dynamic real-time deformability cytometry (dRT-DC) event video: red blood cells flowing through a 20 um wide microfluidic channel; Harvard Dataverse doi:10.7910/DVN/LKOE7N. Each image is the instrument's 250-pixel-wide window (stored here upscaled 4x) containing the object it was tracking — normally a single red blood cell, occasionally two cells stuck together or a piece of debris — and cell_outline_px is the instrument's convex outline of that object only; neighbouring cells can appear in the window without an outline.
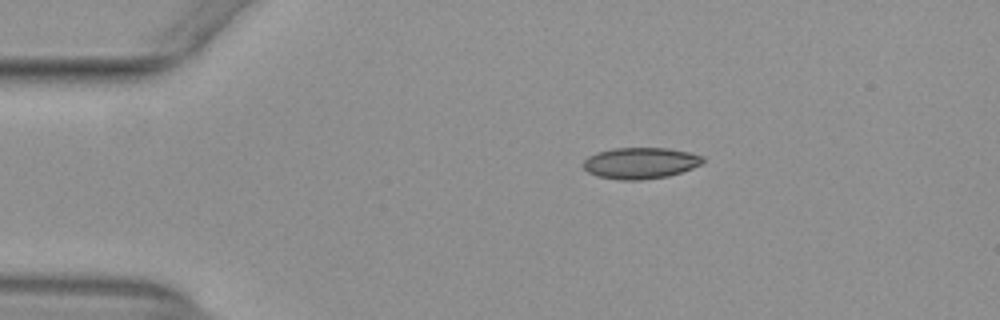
{"species": "common noctule bat (a hibernating species)", "species_latin": "Nyctalus noctula", "temperature_condition": "warm", "stored_images_in_passage": 44, "camera_frame_rate_fps": 3000, "um_per_image_px": 0.085, "animal": {"sex": "female", "body_mass_g": 29.2, "forearm_length_mm": 56.3}, "frame": {"image": 1, "passage_image": 1, "time_ms": 0.0, "image_size_px": [1000, 320], "cell_outline_px": [[704, 160], [700, 164], [692, 168], [668, 176], [640, 180], [620, 180], [596, 176], [588, 172], [584, 168], [584, 160], [588, 156], [596, 152], [612, 148], [668, 148], [688, 152], [704, 156]], "centroid_in_image_um": [54.41, 13.86], "position_along_channel_um": 30.6, "area_um2": 21.79}}
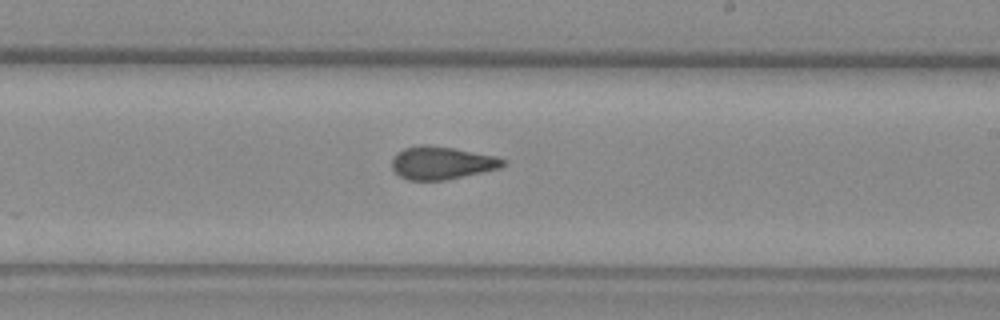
{"frame": {"image": 2, "passage_image": 22, "time_ms": 7.0, "image_size_px": [1000, 320], "cell_outline_px": [[504, 164], [500, 168], [444, 180], [408, 180], [400, 176], [392, 168], [392, 160], [396, 152], [404, 148], [420, 144], [424, 144], [452, 148], [496, 156], [504, 160]], "centroid_in_image_um": [37.5, 13.84], "position_along_channel_um": 251.5, "area_um2": 21.04}}
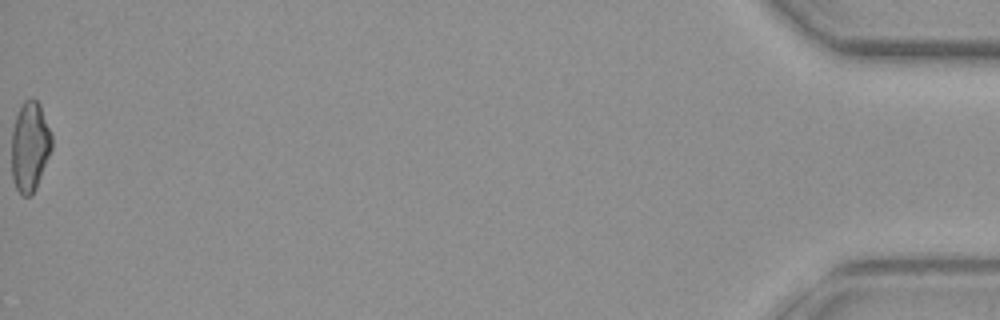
{"frame": {"image": 3, "passage_image": 44, "time_ms": 14.333, "image_size_px": [1000, 320], "cell_outline_px": [[52, 148], [36, 188], [28, 196], [24, 196], [16, 188], [12, 180], [12, 128], [16, 116], [24, 100], [32, 96], [40, 104], [52, 136]], "centroid_in_image_um": [2.53, 12.42], "position_along_channel_um": 432.7, "area_um2": 20.98}, "authors_computed_cell_mechanics": {"area_um2": 21.1548, "velocity_mm_per_s": 3.9394, "shape_relaxation_time_tau1_ms": null, "shape_relaxation_time_tau2_ms": 1.7708, "deformation_change_tau1": null, "deformation_change_tau2": 0.0755}}